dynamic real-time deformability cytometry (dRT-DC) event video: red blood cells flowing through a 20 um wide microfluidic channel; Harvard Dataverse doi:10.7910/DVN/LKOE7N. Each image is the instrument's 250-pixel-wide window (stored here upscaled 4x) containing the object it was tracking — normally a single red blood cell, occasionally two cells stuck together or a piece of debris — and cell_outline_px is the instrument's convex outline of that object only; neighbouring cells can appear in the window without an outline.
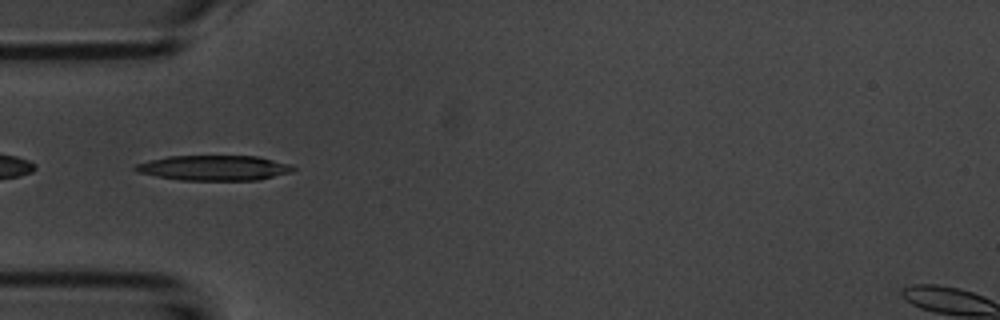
{"species": "common noctule bat (a hibernating species)", "species_latin": "Nyctalus noctula", "temperature_condition": "room temperature", "stored_images_in_passage": 17, "camera_frame_rate_fps": 3000, "um_per_image_px": 0.085, "animal": {"sex": "male", "body_mass_g": 20.1, "forearm_length_mm": 53.5}, "frame": {"image": 1, "passage_image": 9, "time_ms": 2.667, "image_size_px": [1000, 320], "cell_outline_px": [[296, 168], [292, 172], [260, 180], [180, 180], [156, 176], [136, 172], [132, 168], [136, 164], [168, 156], [256, 156], [292, 164]], "centroid_in_image_um": [18.22, 14.27], "position_along_channel_um": 66.8, "area_um2": 23.18}}
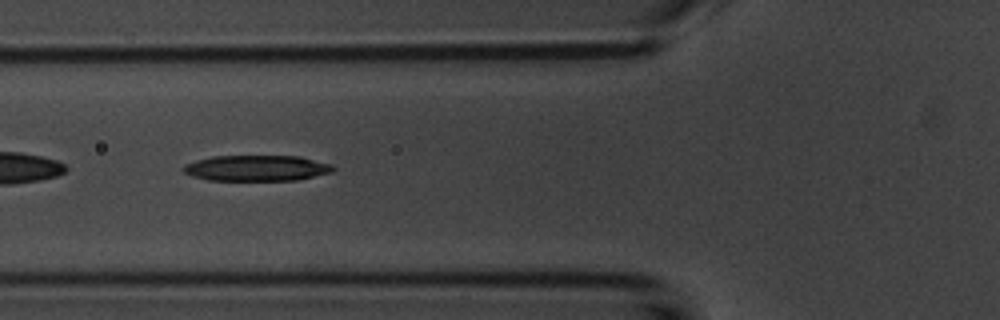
{"frame": {"image": 2, "passage_image": 12, "time_ms": 3.667, "image_size_px": [1000, 320], "cell_outline_px": [[336, 168], [332, 172], [296, 180], [208, 180], [192, 176], [184, 172], [180, 168], [184, 164], [196, 160], [212, 156], [300, 156], [332, 164]], "centroid_in_image_um": [21.8, 14.28], "position_along_channel_um": 104.0, "area_um2": 22.6}}